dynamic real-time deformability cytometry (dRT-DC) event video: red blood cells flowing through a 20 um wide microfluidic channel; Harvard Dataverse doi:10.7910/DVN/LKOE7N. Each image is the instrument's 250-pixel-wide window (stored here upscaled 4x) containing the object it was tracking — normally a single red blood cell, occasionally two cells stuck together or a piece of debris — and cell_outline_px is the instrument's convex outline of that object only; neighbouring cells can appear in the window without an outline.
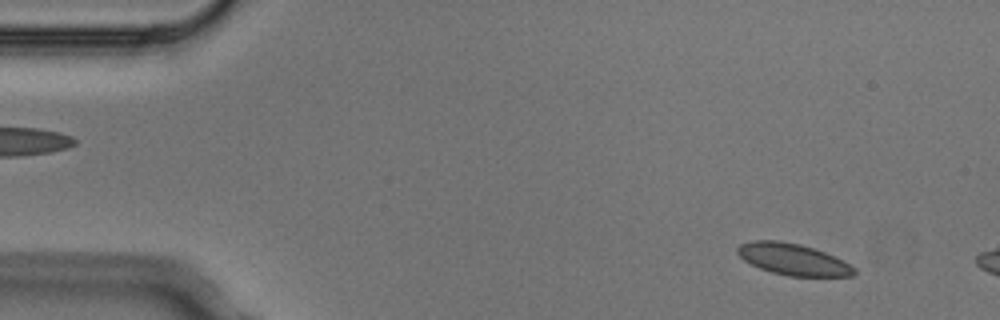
{"species": "Egyptian fruit bat (a non-hibernating species)", "species_latin": "Rousettus aegyptiacus", "temperature_condition": "cold", "stored_images_in_passage": 3, "camera_frame_rate_fps": 3000, "um_per_image_px": 0.085, "animal": {"sex": "male"}, "frame": {"image": 1, "passage_image": 1, "time_ms": 0.0, "image_size_px": [1000, 320], "cell_outline_px": [[856, 272], [852, 276], [788, 276], [772, 272], [760, 268], [744, 260], [736, 252], [736, 248], [740, 244], [752, 240], [780, 240], [800, 244], [824, 252], [856, 268]], "centroid_in_image_um": [67.36, 22.03], "position_along_channel_um": 17.6, "area_um2": 21.21}}